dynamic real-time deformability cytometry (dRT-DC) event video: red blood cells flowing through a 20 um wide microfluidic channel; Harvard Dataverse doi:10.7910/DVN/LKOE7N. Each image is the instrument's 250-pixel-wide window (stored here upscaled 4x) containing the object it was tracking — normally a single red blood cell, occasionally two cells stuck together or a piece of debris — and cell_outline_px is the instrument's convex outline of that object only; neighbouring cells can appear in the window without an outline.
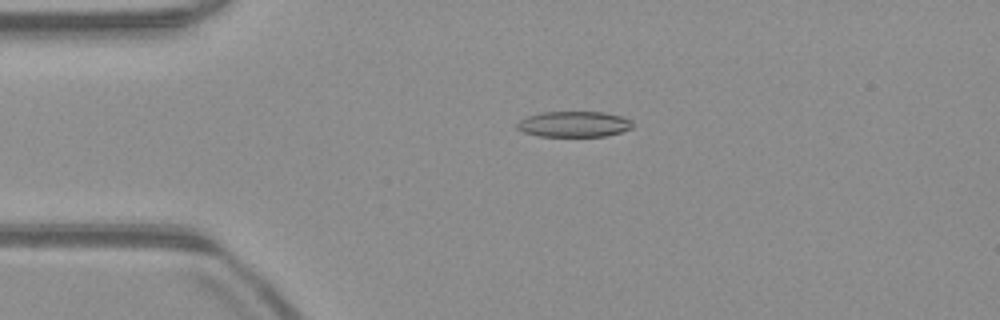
{"species": "common noctule bat (a hibernating species)", "species_latin": "Nyctalus noctula", "temperature_condition": "warm", "stored_images_in_passage": 46, "camera_frame_rate_fps": 3000, "um_per_image_px": 0.085, "animal": {"sex": "male", "body_mass_g": 23.1, "forearm_length_mm": 52.7}, "frame": {"image": 1, "passage_image": 6, "time_ms": 1.667, "image_size_px": [1000, 320], "cell_outline_px": [[632, 128], [608, 136], [540, 136], [524, 132], [516, 128], [516, 124], [520, 120], [528, 116], [540, 112], [604, 112], [624, 116], [632, 120]], "centroid_in_image_um": [48.81, 10.55], "position_along_channel_um": 36.2, "area_um2": 17.4}}
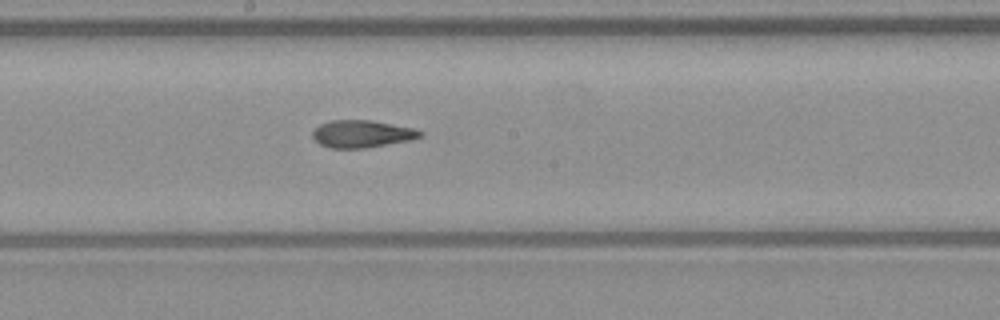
{"frame": {"image": 2, "passage_image": 22, "time_ms": 7.0, "image_size_px": [1000, 320], "cell_outline_px": [[424, 136], [412, 140], [364, 148], [332, 148], [320, 144], [312, 136], [312, 132], [320, 124], [332, 120], [372, 120], [412, 128], [424, 132]], "centroid_in_image_um": [30.79, 11.38], "position_along_channel_um": 217.4, "area_um2": 17.11}}
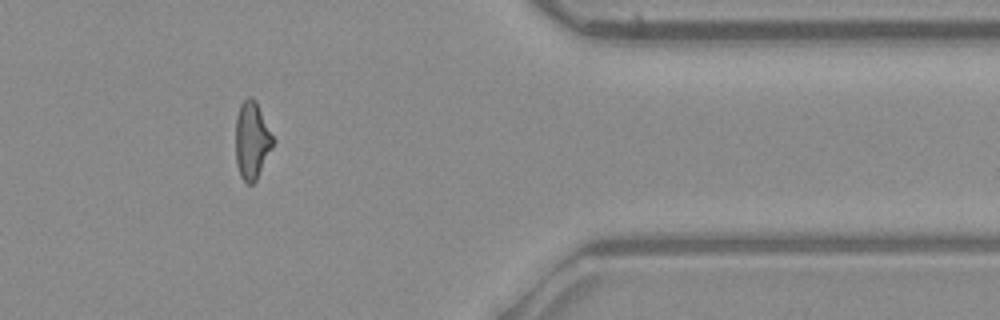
{"frame": {"image": 3, "passage_image": 37, "time_ms": 12.0, "image_size_px": [1000, 320], "cell_outline_px": [[276, 140], [256, 180], [252, 184], [248, 184], [240, 176], [236, 164], [236, 116], [240, 104], [248, 96], [252, 96], [256, 100]], "centroid_in_image_um": [21.42, 11.9], "position_along_channel_um": 390.0, "area_um2": 17.11}, "authors_computed_cell_mechanics": {"area_um2": 17.4556, "velocity_mm_per_s": 3.9802, "shape_relaxation_time_tau1_ms": null, "shape_relaxation_time_tau2_ms": 3.3486, "deformation_change_tau1": null, "deformation_change_tau2": 0.1274}}